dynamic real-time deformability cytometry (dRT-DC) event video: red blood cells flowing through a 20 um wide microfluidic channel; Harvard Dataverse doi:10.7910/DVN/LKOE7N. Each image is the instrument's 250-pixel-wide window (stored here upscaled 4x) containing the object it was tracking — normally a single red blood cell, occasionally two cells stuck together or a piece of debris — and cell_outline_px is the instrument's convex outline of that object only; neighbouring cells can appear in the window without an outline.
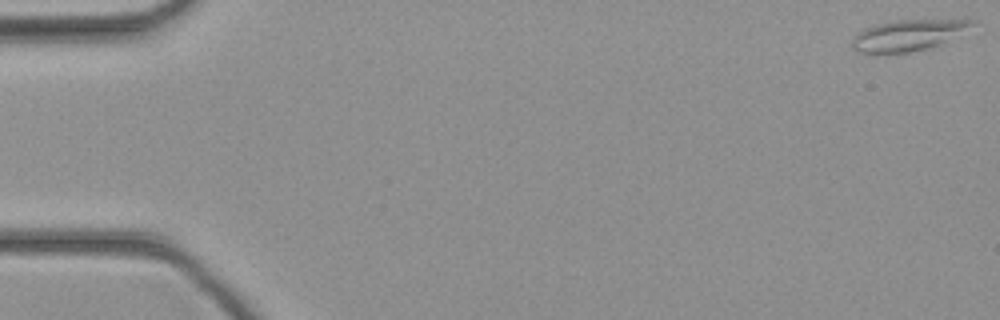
{"species": "common noctule bat (a hibernating species)", "species_latin": "Nyctalus noctula", "temperature_condition": "cold", "stored_images_in_passage": 45, "camera_frame_rate_fps": 3000, "um_per_image_px": 0.085, "animal": {"sex": "female", "body_mass_g": 21.9}, "frame": {"image": 1, "passage_image": 1, "time_ms": 0.0, "image_size_px": [1000, 320], "cell_outline_px": [[976, 24], [940, 44], [928, 48], [888, 56], [876, 56], [860, 52], [852, 48], [852, 36], [864, 28], [876, 24], [896, 20], [972, 20]], "centroid_in_image_um": [77.05, 3.05], "position_along_channel_um": 8.0, "area_um2": 22.02}}
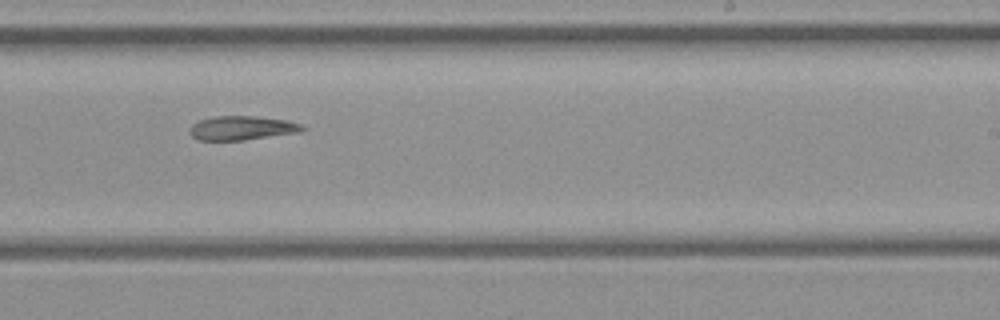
{"frame": {"image": 2, "passage_image": 28, "time_ms": 9.0, "image_size_px": [1000, 320], "cell_outline_px": [[308, 128], [300, 132], [244, 140], [196, 140], [192, 136], [188, 128], [192, 124], [200, 120], [212, 116], [256, 116], [288, 120], [300, 124]], "centroid_in_image_um": [20.56, 10.87], "position_along_channel_um": 268.4, "area_um2": 15.95}}
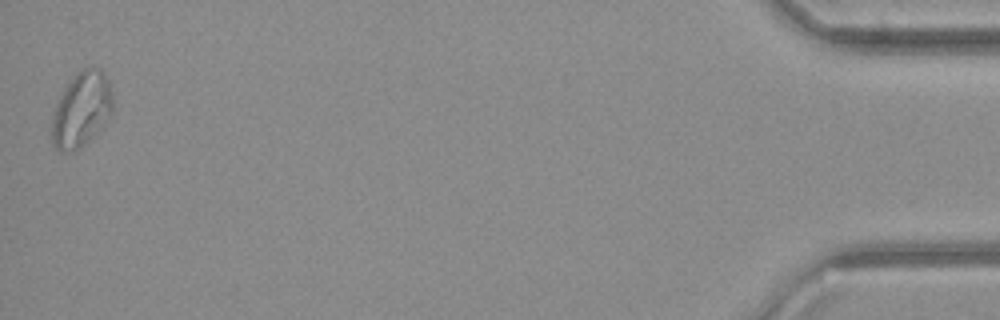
{"frame": {"image": 3, "passage_image": 45, "time_ms": 14.667, "image_size_px": [1000, 320], "cell_outline_px": [[112, 112], [108, 120], [76, 152], [60, 152], [52, 144], [52, 120], [56, 104], [60, 96], [72, 76], [84, 68], [100, 68], [104, 72], [108, 80], [112, 92]], "centroid_in_image_um": [6.92, 9.32], "position_along_channel_um": 428.3, "area_um2": 26.53}}